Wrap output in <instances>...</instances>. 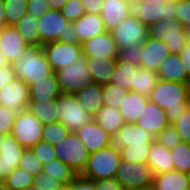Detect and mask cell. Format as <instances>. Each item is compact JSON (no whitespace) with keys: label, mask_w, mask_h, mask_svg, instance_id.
Instances as JSON below:
<instances>
[{"label":"cell","mask_w":190,"mask_h":190,"mask_svg":"<svg viewBox=\"0 0 190 190\" xmlns=\"http://www.w3.org/2000/svg\"><path fill=\"white\" fill-rule=\"evenodd\" d=\"M141 66H135L131 63L121 62L116 60L112 80L110 83L119 85L122 89L133 92V85H135L136 73Z\"/></svg>","instance_id":"cell-32"},{"label":"cell","mask_w":190,"mask_h":190,"mask_svg":"<svg viewBox=\"0 0 190 190\" xmlns=\"http://www.w3.org/2000/svg\"><path fill=\"white\" fill-rule=\"evenodd\" d=\"M25 149L12 135L0 136V166L5 177L19 167Z\"/></svg>","instance_id":"cell-19"},{"label":"cell","mask_w":190,"mask_h":190,"mask_svg":"<svg viewBox=\"0 0 190 190\" xmlns=\"http://www.w3.org/2000/svg\"><path fill=\"white\" fill-rule=\"evenodd\" d=\"M82 54L90 58H118V46L111 32H103L82 44Z\"/></svg>","instance_id":"cell-16"},{"label":"cell","mask_w":190,"mask_h":190,"mask_svg":"<svg viewBox=\"0 0 190 190\" xmlns=\"http://www.w3.org/2000/svg\"><path fill=\"white\" fill-rule=\"evenodd\" d=\"M140 66L157 72L161 63L171 54L162 40L148 36L140 50Z\"/></svg>","instance_id":"cell-18"},{"label":"cell","mask_w":190,"mask_h":190,"mask_svg":"<svg viewBox=\"0 0 190 190\" xmlns=\"http://www.w3.org/2000/svg\"><path fill=\"white\" fill-rule=\"evenodd\" d=\"M76 95L83 109L93 117L104 106L102 85L93 82L89 83Z\"/></svg>","instance_id":"cell-27"},{"label":"cell","mask_w":190,"mask_h":190,"mask_svg":"<svg viewBox=\"0 0 190 190\" xmlns=\"http://www.w3.org/2000/svg\"><path fill=\"white\" fill-rule=\"evenodd\" d=\"M29 46L14 26L0 29V50L11 63L24 57Z\"/></svg>","instance_id":"cell-17"},{"label":"cell","mask_w":190,"mask_h":190,"mask_svg":"<svg viewBox=\"0 0 190 190\" xmlns=\"http://www.w3.org/2000/svg\"><path fill=\"white\" fill-rule=\"evenodd\" d=\"M139 190H157V189H156V186L154 185V183H151L149 185L143 186Z\"/></svg>","instance_id":"cell-62"},{"label":"cell","mask_w":190,"mask_h":190,"mask_svg":"<svg viewBox=\"0 0 190 190\" xmlns=\"http://www.w3.org/2000/svg\"><path fill=\"white\" fill-rule=\"evenodd\" d=\"M136 124L156 137L170 123L166 112L149 100Z\"/></svg>","instance_id":"cell-21"},{"label":"cell","mask_w":190,"mask_h":190,"mask_svg":"<svg viewBox=\"0 0 190 190\" xmlns=\"http://www.w3.org/2000/svg\"><path fill=\"white\" fill-rule=\"evenodd\" d=\"M177 3L178 0H168L166 4L158 5L130 0L129 16L138 18L149 27L161 19L177 18Z\"/></svg>","instance_id":"cell-9"},{"label":"cell","mask_w":190,"mask_h":190,"mask_svg":"<svg viewBox=\"0 0 190 190\" xmlns=\"http://www.w3.org/2000/svg\"><path fill=\"white\" fill-rule=\"evenodd\" d=\"M149 100L166 112L173 125L190 106V84L159 79Z\"/></svg>","instance_id":"cell-1"},{"label":"cell","mask_w":190,"mask_h":190,"mask_svg":"<svg viewBox=\"0 0 190 190\" xmlns=\"http://www.w3.org/2000/svg\"><path fill=\"white\" fill-rule=\"evenodd\" d=\"M58 159L67 164L77 175L86 168L90 153L75 132H70L65 139L55 145Z\"/></svg>","instance_id":"cell-5"},{"label":"cell","mask_w":190,"mask_h":190,"mask_svg":"<svg viewBox=\"0 0 190 190\" xmlns=\"http://www.w3.org/2000/svg\"><path fill=\"white\" fill-rule=\"evenodd\" d=\"M42 48L54 73L72 65L82 55L81 43L54 41L42 45Z\"/></svg>","instance_id":"cell-13"},{"label":"cell","mask_w":190,"mask_h":190,"mask_svg":"<svg viewBox=\"0 0 190 190\" xmlns=\"http://www.w3.org/2000/svg\"><path fill=\"white\" fill-rule=\"evenodd\" d=\"M19 167L36 176L42 172L43 163L31 148H27L22 155Z\"/></svg>","instance_id":"cell-43"},{"label":"cell","mask_w":190,"mask_h":190,"mask_svg":"<svg viewBox=\"0 0 190 190\" xmlns=\"http://www.w3.org/2000/svg\"><path fill=\"white\" fill-rule=\"evenodd\" d=\"M154 185L157 190H189L187 173L178 170L157 174L154 176Z\"/></svg>","instance_id":"cell-31"},{"label":"cell","mask_w":190,"mask_h":190,"mask_svg":"<svg viewBox=\"0 0 190 190\" xmlns=\"http://www.w3.org/2000/svg\"><path fill=\"white\" fill-rule=\"evenodd\" d=\"M139 2H146V3H150V4H160V5H164L167 3L168 0H138Z\"/></svg>","instance_id":"cell-61"},{"label":"cell","mask_w":190,"mask_h":190,"mask_svg":"<svg viewBox=\"0 0 190 190\" xmlns=\"http://www.w3.org/2000/svg\"><path fill=\"white\" fill-rule=\"evenodd\" d=\"M38 19L41 46L54 41L79 43L74 23L66 20L61 11L50 9L44 16Z\"/></svg>","instance_id":"cell-3"},{"label":"cell","mask_w":190,"mask_h":190,"mask_svg":"<svg viewBox=\"0 0 190 190\" xmlns=\"http://www.w3.org/2000/svg\"><path fill=\"white\" fill-rule=\"evenodd\" d=\"M154 173L148 163L123 161L119 166L115 179L124 190H139L154 181Z\"/></svg>","instance_id":"cell-11"},{"label":"cell","mask_w":190,"mask_h":190,"mask_svg":"<svg viewBox=\"0 0 190 190\" xmlns=\"http://www.w3.org/2000/svg\"><path fill=\"white\" fill-rule=\"evenodd\" d=\"M61 89L56 73L46 76V79L36 81L29 86L30 101L57 99Z\"/></svg>","instance_id":"cell-25"},{"label":"cell","mask_w":190,"mask_h":190,"mask_svg":"<svg viewBox=\"0 0 190 190\" xmlns=\"http://www.w3.org/2000/svg\"><path fill=\"white\" fill-rule=\"evenodd\" d=\"M129 3L130 0H104L100 15L108 32L129 16Z\"/></svg>","instance_id":"cell-22"},{"label":"cell","mask_w":190,"mask_h":190,"mask_svg":"<svg viewBox=\"0 0 190 190\" xmlns=\"http://www.w3.org/2000/svg\"><path fill=\"white\" fill-rule=\"evenodd\" d=\"M50 9L60 11L68 0H47Z\"/></svg>","instance_id":"cell-58"},{"label":"cell","mask_w":190,"mask_h":190,"mask_svg":"<svg viewBox=\"0 0 190 190\" xmlns=\"http://www.w3.org/2000/svg\"><path fill=\"white\" fill-rule=\"evenodd\" d=\"M151 144L130 145L121 152L122 160L136 163H148Z\"/></svg>","instance_id":"cell-40"},{"label":"cell","mask_w":190,"mask_h":190,"mask_svg":"<svg viewBox=\"0 0 190 190\" xmlns=\"http://www.w3.org/2000/svg\"><path fill=\"white\" fill-rule=\"evenodd\" d=\"M60 190H72V186H63Z\"/></svg>","instance_id":"cell-66"},{"label":"cell","mask_w":190,"mask_h":190,"mask_svg":"<svg viewBox=\"0 0 190 190\" xmlns=\"http://www.w3.org/2000/svg\"><path fill=\"white\" fill-rule=\"evenodd\" d=\"M27 109L44 125L59 122L57 99L29 101Z\"/></svg>","instance_id":"cell-33"},{"label":"cell","mask_w":190,"mask_h":190,"mask_svg":"<svg viewBox=\"0 0 190 190\" xmlns=\"http://www.w3.org/2000/svg\"><path fill=\"white\" fill-rule=\"evenodd\" d=\"M12 66V63L8 60V58L2 53L0 50V68Z\"/></svg>","instance_id":"cell-60"},{"label":"cell","mask_w":190,"mask_h":190,"mask_svg":"<svg viewBox=\"0 0 190 190\" xmlns=\"http://www.w3.org/2000/svg\"><path fill=\"white\" fill-rule=\"evenodd\" d=\"M15 78L12 66L0 68V89Z\"/></svg>","instance_id":"cell-56"},{"label":"cell","mask_w":190,"mask_h":190,"mask_svg":"<svg viewBox=\"0 0 190 190\" xmlns=\"http://www.w3.org/2000/svg\"><path fill=\"white\" fill-rule=\"evenodd\" d=\"M70 185L72 186V190H95L93 180L81 175H78Z\"/></svg>","instance_id":"cell-54"},{"label":"cell","mask_w":190,"mask_h":190,"mask_svg":"<svg viewBox=\"0 0 190 190\" xmlns=\"http://www.w3.org/2000/svg\"><path fill=\"white\" fill-rule=\"evenodd\" d=\"M93 182L95 190H124L123 186L115 178Z\"/></svg>","instance_id":"cell-53"},{"label":"cell","mask_w":190,"mask_h":190,"mask_svg":"<svg viewBox=\"0 0 190 190\" xmlns=\"http://www.w3.org/2000/svg\"><path fill=\"white\" fill-rule=\"evenodd\" d=\"M74 28L77 31L78 42L81 44L107 31L101 15L90 13H86L76 20Z\"/></svg>","instance_id":"cell-24"},{"label":"cell","mask_w":190,"mask_h":190,"mask_svg":"<svg viewBox=\"0 0 190 190\" xmlns=\"http://www.w3.org/2000/svg\"><path fill=\"white\" fill-rule=\"evenodd\" d=\"M55 73L62 93L77 94L89 83H92L84 54L77 58L72 65L65 66Z\"/></svg>","instance_id":"cell-8"},{"label":"cell","mask_w":190,"mask_h":190,"mask_svg":"<svg viewBox=\"0 0 190 190\" xmlns=\"http://www.w3.org/2000/svg\"><path fill=\"white\" fill-rule=\"evenodd\" d=\"M84 13L101 14L104 0H81Z\"/></svg>","instance_id":"cell-55"},{"label":"cell","mask_w":190,"mask_h":190,"mask_svg":"<svg viewBox=\"0 0 190 190\" xmlns=\"http://www.w3.org/2000/svg\"><path fill=\"white\" fill-rule=\"evenodd\" d=\"M155 140L160 144H163L167 149L174 148L182 140L175 129L174 125L169 124L166 126L156 137Z\"/></svg>","instance_id":"cell-45"},{"label":"cell","mask_w":190,"mask_h":190,"mask_svg":"<svg viewBox=\"0 0 190 190\" xmlns=\"http://www.w3.org/2000/svg\"><path fill=\"white\" fill-rule=\"evenodd\" d=\"M141 47L142 45H132L131 47L119 49L117 59L124 63H131L135 66H140Z\"/></svg>","instance_id":"cell-48"},{"label":"cell","mask_w":190,"mask_h":190,"mask_svg":"<svg viewBox=\"0 0 190 190\" xmlns=\"http://www.w3.org/2000/svg\"><path fill=\"white\" fill-rule=\"evenodd\" d=\"M44 126L35 115L26 109L18 113L11 135L22 147L32 148L42 140Z\"/></svg>","instance_id":"cell-10"},{"label":"cell","mask_w":190,"mask_h":190,"mask_svg":"<svg viewBox=\"0 0 190 190\" xmlns=\"http://www.w3.org/2000/svg\"><path fill=\"white\" fill-rule=\"evenodd\" d=\"M6 26H15L28 13V0H4Z\"/></svg>","instance_id":"cell-38"},{"label":"cell","mask_w":190,"mask_h":190,"mask_svg":"<svg viewBox=\"0 0 190 190\" xmlns=\"http://www.w3.org/2000/svg\"><path fill=\"white\" fill-rule=\"evenodd\" d=\"M70 133L69 129L61 122L50 123L44 126L42 140L56 145Z\"/></svg>","instance_id":"cell-41"},{"label":"cell","mask_w":190,"mask_h":190,"mask_svg":"<svg viewBox=\"0 0 190 190\" xmlns=\"http://www.w3.org/2000/svg\"><path fill=\"white\" fill-rule=\"evenodd\" d=\"M179 54L185 65L188 80L190 81V40Z\"/></svg>","instance_id":"cell-57"},{"label":"cell","mask_w":190,"mask_h":190,"mask_svg":"<svg viewBox=\"0 0 190 190\" xmlns=\"http://www.w3.org/2000/svg\"><path fill=\"white\" fill-rule=\"evenodd\" d=\"M187 176H188L189 185H190V172H189V173H187Z\"/></svg>","instance_id":"cell-67"},{"label":"cell","mask_w":190,"mask_h":190,"mask_svg":"<svg viewBox=\"0 0 190 190\" xmlns=\"http://www.w3.org/2000/svg\"><path fill=\"white\" fill-rule=\"evenodd\" d=\"M128 91L122 89L119 85L109 83L103 86V100L104 105L112 106L119 109L122 105L124 95H127Z\"/></svg>","instance_id":"cell-42"},{"label":"cell","mask_w":190,"mask_h":190,"mask_svg":"<svg viewBox=\"0 0 190 190\" xmlns=\"http://www.w3.org/2000/svg\"><path fill=\"white\" fill-rule=\"evenodd\" d=\"M149 36L165 42L171 53L179 54L189 39L177 18L161 19L148 27Z\"/></svg>","instance_id":"cell-6"},{"label":"cell","mask_w":190,"mask_h":190,"mask_svg":"<svg viewBox=\"0 0 190 190\" xmlns=\"http://www.w3.org/2000/svg\"><path fill=\"white\" fill-rule=\"evenodd\" d=\"M28 13L41 18L50 10L47 0H28Z\"/></svg>","instance_id":"cell-52"},{"label":"cell","mask_w":190,"mask_h":190,"mask_svg":"<svg viewBox=\"0 0 190 190\" xmlns=\"http://www.w3.org/2000/svg\"><path fill=\"white\" fill-rule=\"evenodd\" d=\"M60 11L63 17L71 23L85 14L81 0H68Z\"/></svg>","instance_id":"cell-46"},{"label":"cell","mask_w":190,"mask_h":190,"mask_svg":"<svg viewBox=\"0 0 190 190\" xmlns=\"http://www.w3.org/2000/svg\"><path fill=\"white\" fill-rule=\"evenodd\" d=\"M6 177L3 175V171L1 170V166H0V183L1 182H5Z\"/></svg>","instance_id":"cell-65"},{"label":"cell","mask_w":190,"mask_h":190,"mask_svg":"<svg viewBox=\"0 0 190 190\" xmlns=\"http://www.w3.org/2000/svg\"><path fill=\"white\" fill-rule=\"evenodd\" d=\"M29 45H40L39 19L32 14H25L14 26Z\"/></svg>","instance_id":"cell-34"},{"label":"cell","mask_w":190,"mask_h":190,"mask_svg":"<svg viewBox=\"0 0 190 190\" xmlns=\"http://www.w3.org/2000/svg\"><path fill=\"white\" fill-rule=\"evenodd\" d=\"M160 80L190 84L185 65L180 54L171 53L157 71Z\"/></svg>","instance_id":"cell-23"},{"label":"cell","mask_w":190,"mask_h":190,"mask_svg":"<svg viewBox=\"0 0 190 190\" xmlns=\"http://www.w3.org/2000/svg\"><path fill=\"white\" fill-rule=\"evenodd\" d=\"M148 32V26L144 25L138 18L131 16H128L111 31L118 49L132 45H143L149 36Z\"/></svg>","instance_id":"cell-12"},{"label":"cell","mask_w":190,"mask_h":190,"mask_svg":"<svg viewBox=\"0 0 190 190\" xmlns=\"http://www.w3.org/2000/svg\"><path fill=\"white\" fill-rule=\"evenodd\" d=\"M18 113L6 106H0V136L11 135Z\"/></svg>","instance_id":"cell-44"},{"label":"cell","mask_w":190,"mask_h":190,"mask_svg":"<svg viewBox=\"0 0 190 190\" xmlns=\"http://www.w3.org/2000/svg\"><path fill=\"white\" fill-rule=\"evenodd\" d=\"M30 101L29 86L22 80L15 78L0 89L2 106L20 112L26 110Z\"/></svg>","instance_id":"cell-15"},{"label":"cell","mask_w":190,"mask_h":190,"mask_svg":"<svg viewBox=\"0 0 190 190\" xmlns=\"http://www.w3.org/2000/svg\"><path fill=\"white\" fill-rule=\"evenodd\" d=\"M57 106L59 122L70 132H77L93 119V116L80 105L76 94L61 93L57 98Z\"/></svg>","instance_id":"cell-7"},{"label":"cell","mask_w":190,"mask_h":190,"mask_svg":"<svg viewBox=\"0 0 190 190\" xmlns=\"http://www.w3.org/2000/svg\"><path fill=\"white\" fill-rule=\"evenodd\" d=\"M31 149L43 164L57 158L55 153V146L44 140L39 141Z\"/></svg>","instance_id":"cell-47"},{"label":"cell","mask_w":190,"mask_h":190,"mask_svg":"<svg viewBox=\"0 0 190 190\" xmlns=\"http://www.w3.org/2000/svg\"><path fill=\"white\" fill-rule=\"evenodd\" d=\"M173 125L181 140L190 144V106Z\"/></svg>","instance_id":"cell-49"},{"label":"cell","mask_w":190,"mask_h":190,"mask_svg":"<svg viewBox=\"0 0 190 190\" xmlns=\"http://www.w3.org/2000/svg\"><path fill=\"white\" fill-rule=\"evenodd\" d=\"M121 162V152L109 146L90 153L86 168L81 176L93 181L115 178Z\"/></svg>","instance_id":"cell-4"},{"label":"cell","mask_w":190,"mask_h":190,"mask_svg":"<svg viewBox=\"0 0 190 190\" xmlns=\"http://www.w3.org/2000/svg\"><path fill=\"white\" fill-rule=\"evenodd\" d=\"M12 67L15 77L24 81L28 86L41 79H46V76L53 73L41 45H30L24 57L14 61Z\"/></svg>","instance_id":"cell-2"},{"label":"cell","mask_w":190,"mask_h":190,"mask_svg":"<svg viewBox=\"0 0 190 190\" xmlns=\"http://www.w3.org/2000/svg\"><path fill=\"white\" fill-rule=\"evenodd\" d=\"M93 119L110 135L117 133L126 123L119 109L104 105Z\"/></svg>","instance_id":"cell-30"},{"label":"cell","mask_w":190,"mask_h":190,"mask_svg":"<svg viewBox=\"0 0 190 190\" xmlns=\"http://www.w3.org/2000/svg\"><path fill=\"white\" fill-rule=\"evenodd\" d=\"M173 159L174 170L183 173L190 172V144L181 141L174 148L170 149Z\"/></svg>","instance_id":"cell-37"},{"label":"cell","mask_w":190,"mask_h":190,"mask_svg":"<svg viewBox=\"0 0 190 190\" xmlns=\"http://www.w3.org/2000/svg\"><path fill=\"white\" fill-rule=\"evenodd\" d=\"M42 173L52 176L64 186H69L78 176L76 172L58 158L43 164Z\"/></svg>","instance_id":"cell-35"},{"label":"cell","mask_w":190,"mask_h":190,"mask_svg":"<svg viewBox=\"0 0 190 190\" xmlns=\"http://www.w3.org/2000/svg\"><path fill=\"white\" fill-rule=\"evenodd\" d=\"M117 59L112 58H90L86 57V64L92 77V82L98 85L109 84Z\"/></svg>","instance_id":"cell-26"},{"label":"cell","mask_w":190,"mask_h":190,"mask_svg":"<svg viewBox=\"0 0 190 190\" xmlns=\"http://www.w3.org/2000/svg\"><path fill=\"white\" fill-rule=\"evenodd\" d=\"M177 19L184 26V31L190 40V0H178Z\"/></svg>","instance_id":"cell-50"},{"label":"cell","mask_w":190,"mask_h":190,"mask_svg":"<svg viewBox=\"0 0 190 190\" xmlns=\"http://www.w3.org/2000/svg\"><path fill=\"white\" fill-rule=\"evenodd\" d=\"M6 11L4 6V0H0V29L6 26Z\"/></svg>","instance_id":"cell-59"},{"label":"cell","mask_w":190,"mask_h":190,"mask_svg":"<svg viewBox=\"0 0 190 190\" xmlns=\"http://www.w3.org/2000/svg\"><path fill=\"white\" fill-rule=\"evenodd\" d=\"M35 175L17 167L11 174L6 176L5 183L10 190H23L34 184Z\"/></svg>","instance_id":"cell-39"},{"label":"cell","mask_w":190,"mask_h":190,"mask_svg":"<svg viewBox=\"0 0 190 190\" xmlns=\"http://www.w3.org/2000/svg\"><path fill=\"white\" fill-rule=\"evenodd\" d=\"M42 190H60L64 185L50 175L40 173L35 176L34 184Z\"/></svg>","instance_id":"cell-51"},{"label":"cell","mask_w":190,"mask_h":190,"mask_svg":"<svg viewBox=\"0 0 190 190\" xmlns=\"http://www.w3.org/2000/svg\"><path fill=\"white\" fill-rule=\"evenodd\" d=\"M148 164L153 170L154 175L174 170L170 149H167L156 140L151 144Z\"/></svg>","instance_id":"cell-29"},{"label":"cell","mask_w":190,"mask_h":190,"mask_svg":"<svg viewBox=\"0 0 190 190\" xmlns=\"http://www.w3.org/2000/svg\"><path fill=\"white\" fill-rule=\"evenodd\" d=\"M155 136L137 124L126 123L117 133L110 136V147L122 151L130 145L152 144Z\"/></svg>","instance_id":"cell-14"},{"label":"cell","mask_w":190,"mask_h":190,"mask_svg":"<svg viewBox=\"0 0 190 190\" xmlns=\"http://www.w3.org/2000/svg\"><path fill=\"white\" fill-rule=\"evenodd\" d=\"M159 80L158 74L155 71L140 67L136 73L135 85H133V92L140 93L149 97Z\"/></svg>","instance_id":"cell-36"},{"label":"cell","mask_w":190,"mask_h":190,"mask_svg":"<svg viewBox=\"0 0 190 190\" xmlns=\"http://www.w3.org/2000/svg\"><path fill=\"white\" fill-rule=\"evenodd\" d=\"M23 190H42V189L39 188L38 186L30 185V186H27L26 188H24Z\"/></svg>","instance_id":"cell-63"},{"label":"cell","mask_w":190,"mask_h":190,"mask_svg":"<svg viewBox=\"0 0 190 190\" xmlns=\"http://www.w3.org/2000/svg\"><path fill=\"white\" fill-rule=\"evenodd\" d=\"M148 101L149 97L141 95L140 93L129 91L127 95H124L119 111L125 123L136 124Z\"/></svg>","instance_id":"cell-28"},{"label":"cell","mask_w":190,"mask_h":190,"mask_svg":"<svg viewBox=\"0 0 190 190\" xmlns=\"http://www.w3.org/2000/svg\"><path fill=\"white\" fill-rule=\"evenodd\" d=\"M0 190H10V189L7 187L5 182H1L0 183Z\"/></svg>","instance_id":"cell-64"},{"label":"cell","mask_w":190,"mask_h":190,"mask_svg":"<svg viewBox=\"0 0 190 190\" xmlns=\"http://www.w3.org/2000/svg\"><path fill=\"white\" fill-rule=\"evenodd\" d=\"M75 133L82 140L89 153L97 152L110 146V135L94 119Z\"/></svg>","instance_id":"cell-20"}]
</instances>
